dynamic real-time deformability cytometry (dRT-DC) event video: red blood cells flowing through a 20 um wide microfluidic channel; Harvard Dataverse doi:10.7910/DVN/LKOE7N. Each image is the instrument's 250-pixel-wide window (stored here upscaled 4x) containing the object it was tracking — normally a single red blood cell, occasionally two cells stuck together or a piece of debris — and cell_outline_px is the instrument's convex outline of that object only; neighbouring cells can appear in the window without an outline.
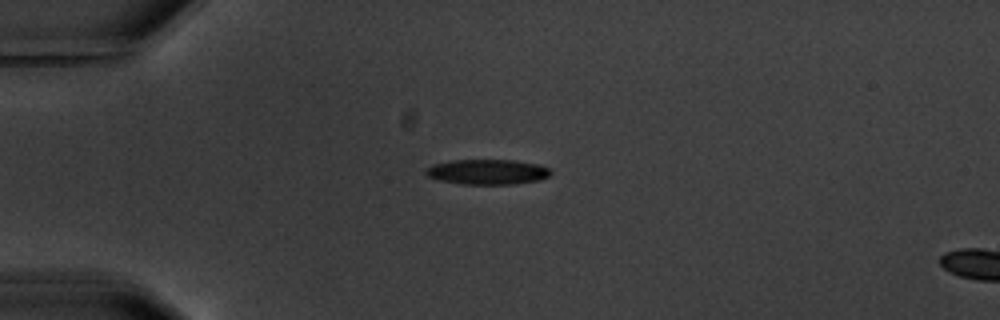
{"species": "common noctule bat (a hibernating species)", "species_latin": "Nyctalus noctula", "temperature_condition": "warm", "stored_images_in_passage": 2, "camera_frame_rate_fps": 3000, "um_per_image_px": 0.085, "animal": {"sex": "male", "body_mass_g": 20.1, "forearm_length_mm": 53.5}, "frame": {"image": 1, "passage_image": 1, "time_ms": 0.0, "image_size_px": [1000, 320], "cell_outline_px": [[552, 172], [548, 176], [540, 180], [512, 184], [460, 184], [440, 180], [428, 176], [424, 172], [424, 168], [432, 164], [452, 160], [516, 160], [540, 164], [548, 168]], "centroid_in_image_um": [41.42, 14.6], "position_along_channel_um": 43.6, "area_um2": 18.44}}